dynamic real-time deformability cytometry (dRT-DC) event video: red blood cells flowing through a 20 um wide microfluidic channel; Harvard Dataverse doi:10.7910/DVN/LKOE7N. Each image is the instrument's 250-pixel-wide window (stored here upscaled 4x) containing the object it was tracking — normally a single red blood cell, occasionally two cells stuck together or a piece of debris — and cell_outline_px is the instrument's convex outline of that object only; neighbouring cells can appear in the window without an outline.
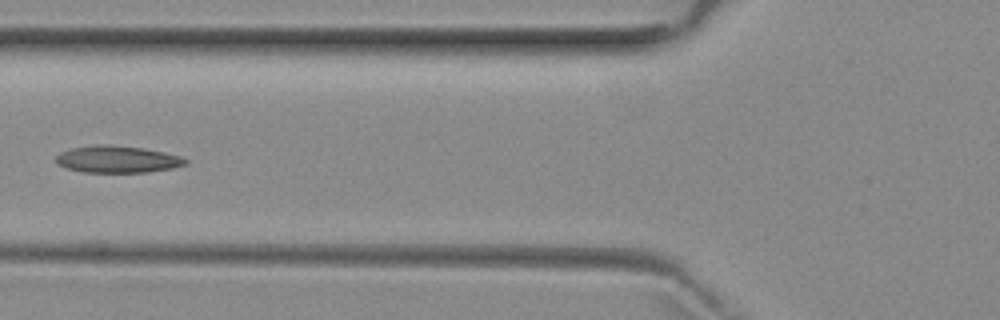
{"species": "common noctule bat (a hibernating species)", "species_latin": "Nyctalus noctula", "temperature_condition": "room temperature", "stored_images_in_passage": 5, "camera_frame_rate_fps": 3000, "um_per_image_px": 0.085, "animal": {"sex": "female", "body_mass_g": 29.2, "forearm_length_mm": 56.3}, "frame": {"image": 1, "passage_image": 5, "time_ms": 5.667, "image_size_px": [1000, 320], "cell_outline_px": [[188, 164], [172, 168], [148, 172], [84, 172], [68, 168], [56, 164], [56, 156], [60, 152], [72, 148], [96, 144], [112, 144], [144, 148], [164, 152], [180, 156], [188, 160]], "centroid_in_image_um": [9.98, 13.53], "position_along_channel_um": 115.8, "area_um2": 20.46}}